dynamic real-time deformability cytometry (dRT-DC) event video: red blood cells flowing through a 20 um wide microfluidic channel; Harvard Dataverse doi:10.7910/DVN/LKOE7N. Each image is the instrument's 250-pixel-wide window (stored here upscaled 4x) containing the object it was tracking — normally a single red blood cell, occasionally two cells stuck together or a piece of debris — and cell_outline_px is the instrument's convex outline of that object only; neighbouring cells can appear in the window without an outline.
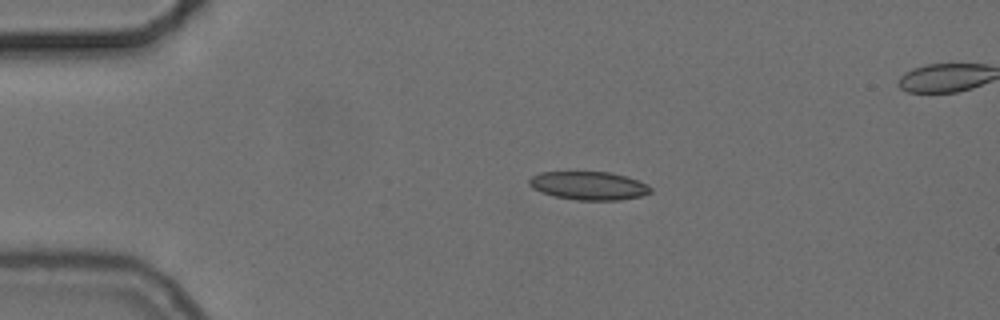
{"species": "common noctule bat (a hibernating species)", "species_latin": "Nyctalus noctula", "temperature_condition": "cold", "stored_images_in_passage": 6, "camera_frame_rate_fps": 3000, "um_per_image_px": 0.085, "animal": {"sex": "female", "body_mass_g": 24.6, "forearm_length_mm": 56.2}, "frame": {"image": 1, "passage_image": 1, "time_ms": 0.0, "image_size_px": [1000, 320], "cell_outline_px": [[652, 192], [640, 196], [620, 200], [576, 200], [556, 196], [540, 192], [532, 188], [528, 184], [528, 180], [532, 176], [540, 172], [608, 172], [624, 176], [636, 180], [652, 188]], "centroid_in_image_um": [50.0, 15.79], "position_along_channel_um": 35.0, "area_um2": 19.88}}